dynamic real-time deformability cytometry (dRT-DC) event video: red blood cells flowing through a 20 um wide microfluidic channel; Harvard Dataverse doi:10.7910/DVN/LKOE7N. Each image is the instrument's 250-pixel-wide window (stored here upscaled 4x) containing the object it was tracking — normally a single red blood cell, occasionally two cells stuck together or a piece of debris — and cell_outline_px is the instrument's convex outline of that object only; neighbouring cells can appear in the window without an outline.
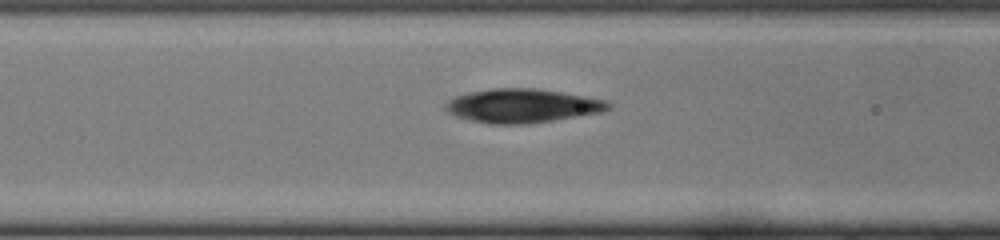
{"species": "common noctule bat (a hibernating species)", "species_latin": "Nyctalus noctula", "temperature_condition": "cold", "stored_images_in_passage": 20, "camera_frame_rate_fps": 3000, "um_per_image_px": 0.085, "animal": {"sex": "female", "body_mass_g": 22.0, "forearm_length_mm": 56.7}, "frame": {"image": 1, "passage_image": 15, "time_ms": 4.667, "image_size_px": [1000, 240], "cell_outline_px": [[612, 108], [600, 112], [528, 124], [492, 124], [472, 120], [456, 116], [448, 112], [444, 108], [444, 104], [448, 100], [456, 96], [468, 92], [492, 88], [536, 88], [608, 100], [612, 104]], "centroid_in_image_um": [44.39, 8.98], "position_along_channel_um": 122.2, "area_um2": 32.02}}
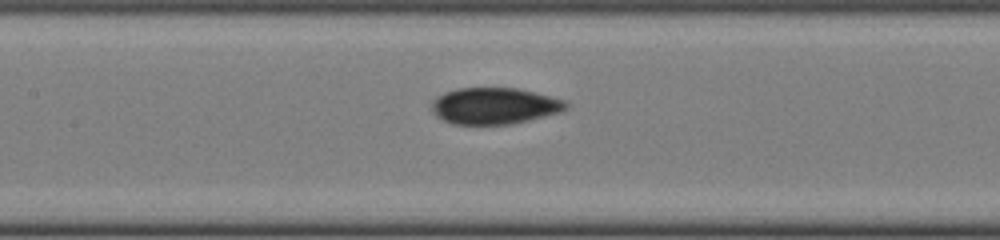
{"frame": {"image": 2, "passage_image": 18, "time_ms": 5.667, "image_size_px": [1000, 240], "cell_outline_px": [[568, 108], [560, 112], [512, 124], [452, 124], [436, 116], [432, 108], [432, 100], [444, 92], [456, 88], [516, 88], [564, 100], [568, 104]], "centroid_in_image_um": [42.0, 9.0], "position_along_channel_um": 165.4, "area_um2": 28.32}}